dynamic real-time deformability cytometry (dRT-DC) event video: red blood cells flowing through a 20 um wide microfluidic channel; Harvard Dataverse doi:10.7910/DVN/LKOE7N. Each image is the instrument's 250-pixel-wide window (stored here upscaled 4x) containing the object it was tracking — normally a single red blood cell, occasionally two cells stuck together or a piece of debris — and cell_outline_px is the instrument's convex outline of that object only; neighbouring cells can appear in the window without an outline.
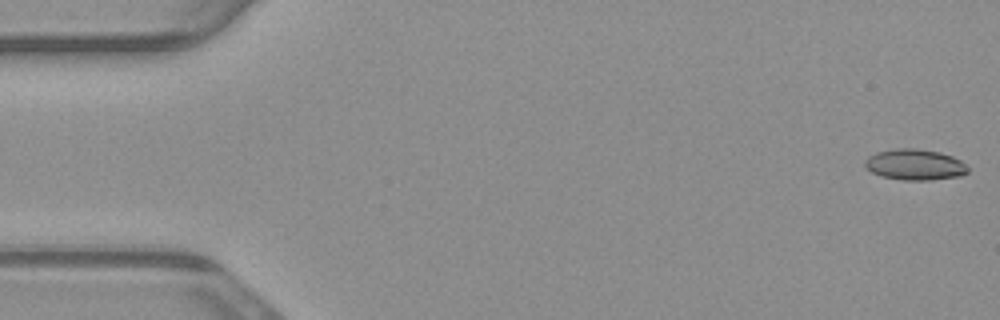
{"species": "common noctule bat (a hibernating species)", "species_latin": "Nyctalus noctula", "temperature_condition": "warm", "stored_images_in_passage": 47, "camera_frame_rate_fps": 3000, "um_per_image_px": 0.085, "animal": {"sex": "male", "body_mass_g": 23.1, "forearm_length_mm": 52.7}, "frame": {"image": 1, "passage_image": 1, "time_ms": 0.0, "image_size_px": [1000, 320], "cell_outline_px": [[968, 172], [960, 176], [928, 180], [904, 180], [880, 176], [864, 168], [864, 160], [868, 156], [876, 152], [896, 148], [916, 148], [940, 152], [952, 156], [960, 160], [968, 168]], "centroid_in_image_um": [77.72, 13.99], "position_along_channel_um": 7.3, "area_um2": 18.67}}
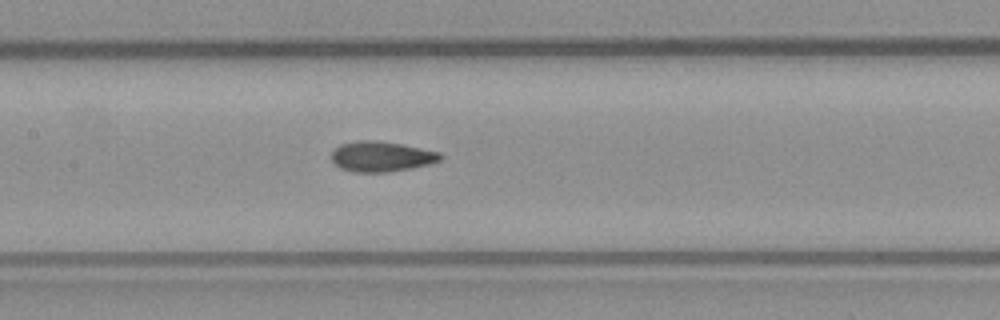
{"frame": {"image": 2, "passage_image": 25, "time_ms": 8.0, "image_size_px": [1000, 320], "cell_outline_px": [[444, 156], [440, 160], [428, 164], [412, 168], [388, 172], [356, 172], [340, 168], [332, 160], [332, 152], [340, 144], [356, 140], [376, 140], [400, 144], [440, 152]], "centroid_in_image_um": [32.42, 13.3], "position_along_channel_um": 175.0, "area_um2": 19.13}}
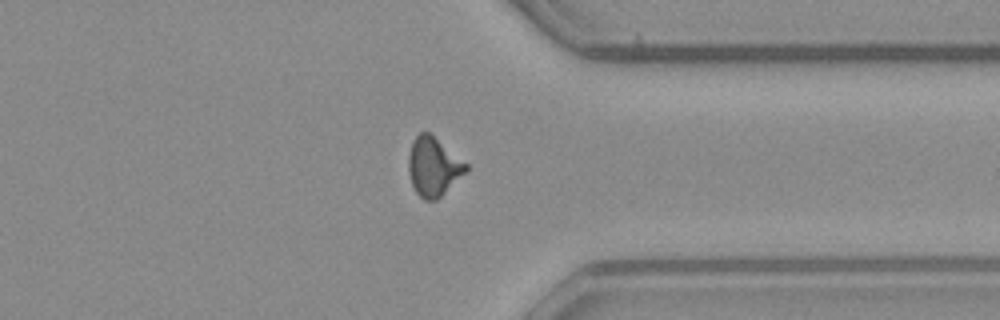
{"frame": {"image": 3, "passage_image": 41, "time_ms": 13.333, "image_size_px": [1000, 320], "cell_outline_px": [[468, 168], [436, 200], [424, 200], [416, 192], [412, 184], [408, 172], [408, 156], [412, 140], [420, 132], [428, 132], [468, 164]], "centroid_in_image_um": [36.79, 14.15], "position_along_channel_um": 374.6, "area_um2": 19.25}}